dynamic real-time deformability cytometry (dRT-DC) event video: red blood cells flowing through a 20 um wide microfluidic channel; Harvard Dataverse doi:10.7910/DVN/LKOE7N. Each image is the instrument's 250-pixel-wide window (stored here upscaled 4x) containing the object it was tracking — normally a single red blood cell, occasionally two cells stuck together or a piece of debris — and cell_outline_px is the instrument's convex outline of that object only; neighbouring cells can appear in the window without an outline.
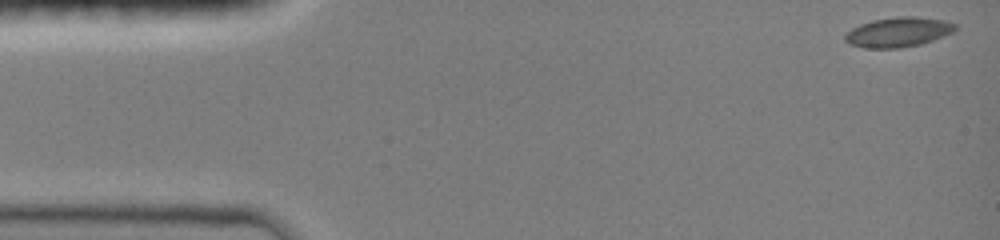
{"species": "common noctule bat (a hibernating species)", "species_latin": "Nyctalus noctula", "temperature_condition": "room temperature", "stored_images_in_passage": 8, "camera_frame_rate_fps": 3000, "um_per_image_px": 0.085, "animal": {"sex": "female", "body_mass_g": 19.0, "forearm_length_mm": 51.5}, "frame": {"image": 1, "passage_image": 1, "time_ms": 0.0, "image_size_px": [1000, 240], "cell_outline_px": [[956, 28], [952, 32], [932, 40], [920, 44], [900, 48], [864, 48], [852, 44], [844, 40], [844, 36], [852, 28], [860, 24], [872, 20], [900, 16], [916, 16], [944, 20], [956, 24]], "centroid_in_image_um": [76.34, 2.72], "position_along_channel_um": 8.7, "area_um2": 18.96}}